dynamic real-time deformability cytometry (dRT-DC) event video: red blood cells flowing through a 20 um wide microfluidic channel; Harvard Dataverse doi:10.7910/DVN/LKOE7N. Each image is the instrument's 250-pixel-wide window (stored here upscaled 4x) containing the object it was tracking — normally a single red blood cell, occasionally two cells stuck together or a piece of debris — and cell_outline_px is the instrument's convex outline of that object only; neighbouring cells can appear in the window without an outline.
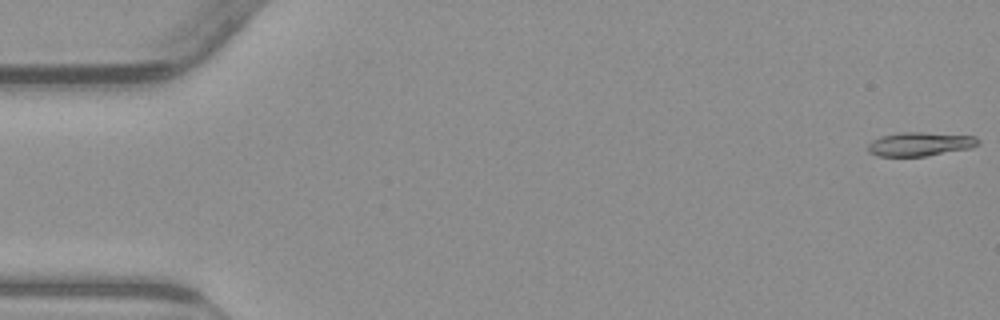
{"species": "common noctule bat (a hibernating species)", "species_latin": "Nyctalus noctula", "temperature_condition": "warm", "stored_images_in_passage": 54, "camera_frame_rate_fps": 3000, "um_per_image_px": 0.085, "animal": {"sex": "male", "body_mass_g": 23.1, "forearm_length_mm": 52.7}, "frame": {"image": 1, "passage_image": 1, "time_ms": 0.0, "image_size_px": [1000, 320], "cell_outline_px": [[980, 144], [972, 148], [924, 156], [880, 156], [868, 152], [868, 144], [872, 140], [880, 136], [900, 132], [924, 132], [976, 136], [980, 140]], "centroid_in_image_um": [78.22, 12.23], "position_along_channel_um": 6.8, "area_um2": 15.43}}
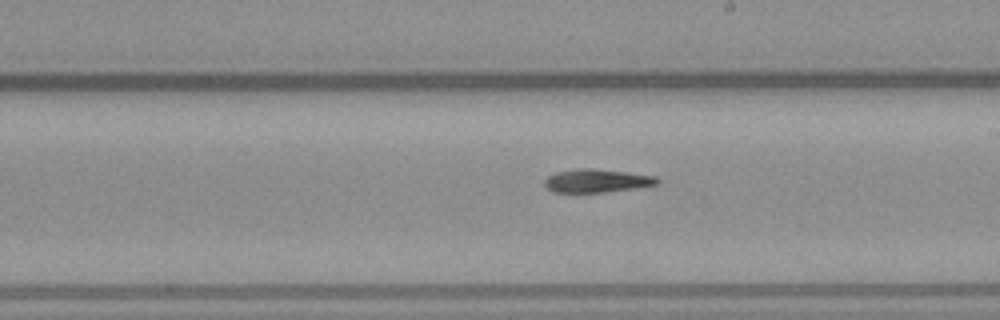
{"frame": {"image": 2, "passage_image": 31, "time_ms": 10.0, "image_size_px": [1000, 320], "cell_outline_px": [[660, 184], [636, 188], [608, 192], [552, 192], [544, 184], [544, 180], [548, 176], [556, 172], [580, 168], [592, 168], [656, 176], [660, 180]], "centroid_in_image_um": [50.75, 15.37], "position_along_channel_um": 238.3, "area_um2": 15.32}}
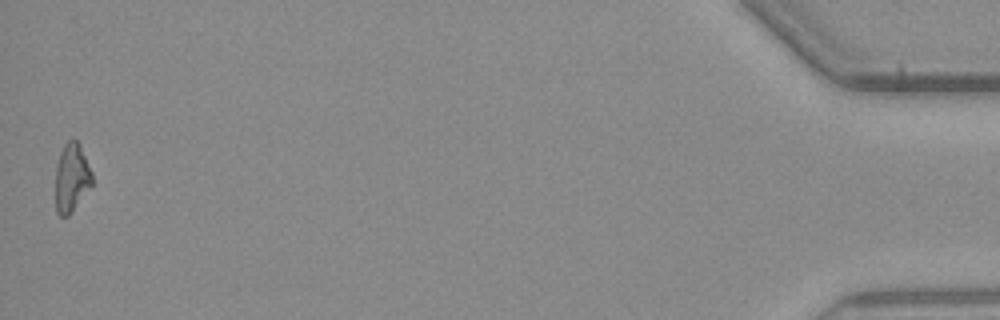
{"frame": {"image": 3, "passage_image": 54, "time_ms": 17.667, "image_size_px": [1000, 320], "cell_outline_px": [[92, 184], [72, 212], [68, 216], [60, 216], [56, 212], [56, 164], [60, 152], [64, 144], [68, 140], [76, 140], [80, 144], [92, 172]], "centroid_in_image_um": [6.08, 15.1], "position_along_channel_um": 429.1, "area_um2": 14.62}, "authors_computed_cell_mechanics": {"area_um2": 15.3748, "velocity_mm_per_s": 3.8388, "shape_relaxation_time_tau1_ms": null, "shape_relaxation_time_tau2_ms": 4.5728, "deformation_change_tau1": null, "deformation_change_tau2": 0.1451}}